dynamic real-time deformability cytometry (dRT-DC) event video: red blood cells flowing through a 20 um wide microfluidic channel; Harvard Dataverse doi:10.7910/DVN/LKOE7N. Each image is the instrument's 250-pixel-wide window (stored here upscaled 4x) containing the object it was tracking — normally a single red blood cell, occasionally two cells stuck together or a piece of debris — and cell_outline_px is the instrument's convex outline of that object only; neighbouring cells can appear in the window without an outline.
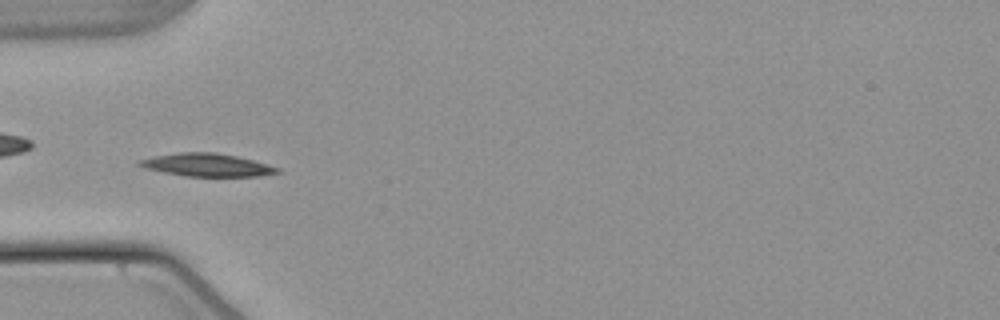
{"species": "common noctule bat (a hibernating species)", "species_latin": "Nyctalus noctula", "temperature_condition": "warm", "stored_images_in_passage": 30, "camera_frame_rate_fps": 3000, "um_per_image_px": 0.085, "animal": {"sex": "male", "body_mass_g": 21.5, "forearm_length_mm": 52.0}, "frame": {"image": 1, "passage_image": 1, "time_ms": 0.0, "image_size_px": [1000, 320], "cell_outline_px": [[280, 172], [260, 176], [184, 176], [164, 172], [148, 168], [136, 164], [136, 160], [156, 156], [180, 152], [216, 152], [236, 156], [252, 160], [280, 168]], "centroid_in_image_um": [17.59, 14.02], "position_along_channel_um": 67.4, "area_um2": 18.21}}
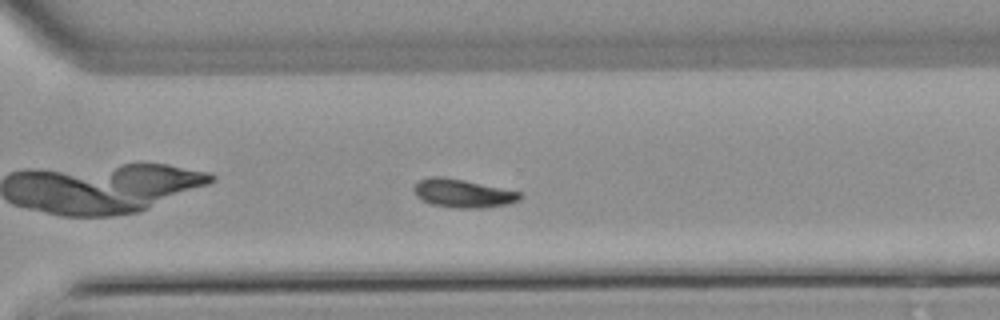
{"frame": {"image": 2, "passage_image": 22, "time_ms": 7.0, "image_size_px": [1000, 320], "cell_outline_px": [[520, 200], [508, 204], [484, 208], [456, 208], [432, 204], [416, 196], [412, 188], [420, 180], [428, 176], [440, 176], [464, 180], [520, 192]], "centroid_in_image_um": [39.32, 16.43], "position_along_channel_um": 331.3, "area_um2": 17.4}, "authors_computed_cell_mechanics": {"area_um2": 17.34, "velocity_mm_per_s": 3.7802, "shape_relaxation_time_tau1_ms": 6.1938, "shape_relaxation_time_tau2_ms": null, "deformation_change_tau1": 0.1365, "deformation_change_tau2": null}}